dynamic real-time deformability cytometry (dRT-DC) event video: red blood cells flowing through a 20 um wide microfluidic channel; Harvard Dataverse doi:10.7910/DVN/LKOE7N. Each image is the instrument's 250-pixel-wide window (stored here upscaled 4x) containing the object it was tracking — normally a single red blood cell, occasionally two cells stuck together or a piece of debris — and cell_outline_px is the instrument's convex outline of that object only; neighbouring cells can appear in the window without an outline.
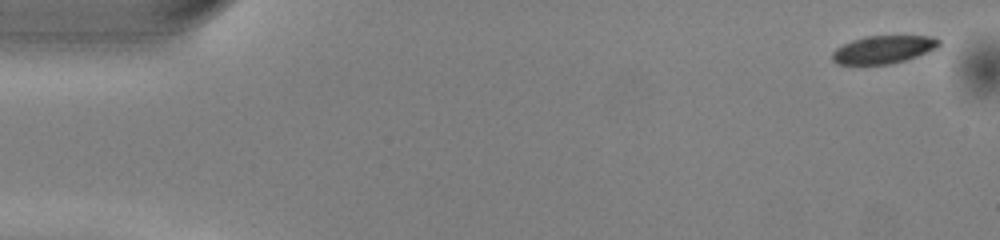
{"species": "common noctule bat (a hibernating species)", "species_latin": "Nyctalus noctula", "temperature_condition": "warm", "stored_images_in_passage": 50, "camera_frame_rate_fps": 3000, "um_per_image_px": 0.085, "animal": {"sex": "male", "body_mass_g": 13.0, "forearm_length_mm": 53.1}, "frame": {"image": 1, "passage_image": 1, "time_ms": 0.0, "image_size_px": [1000, 240], "cell_outline_px": [[940, 44], [936, 48], [916, 56], [904, 60], [888, 64], [836, 64], [832, 60], [832, 52], [836, 48], [852, 40], [864, 36], [932, 36], [940, 40]], "centroid_in_image_um": [75.06, 4.2], "position_along_channel_um": 9.9, "area_um2": 17.17}}
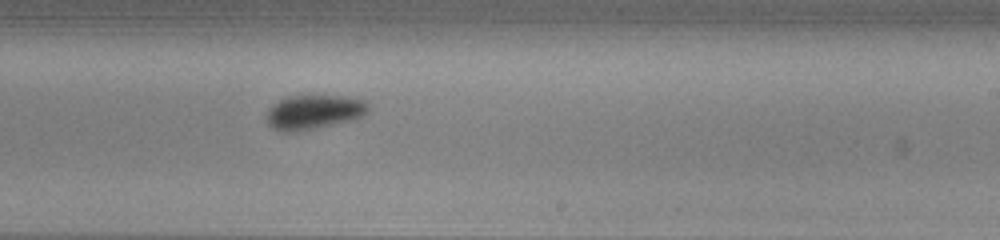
{"frame": {"image": 2, "passage_image": 30, "time_ms": 9.667, "image_size_px": [1000, 240], "cell_outline_px": [[372, 104], [360, 116], [348, 120], [296, 132], [280, 132], [272, 128], [268, 124], [264, 116], [268, 108], [272, 104], [288, 96], [348, 96], [364, 100]], "centroid_in_image_um": [26.6, 9.51], "position_along_channel_um": 262.4, "area_um2": 20.29}}
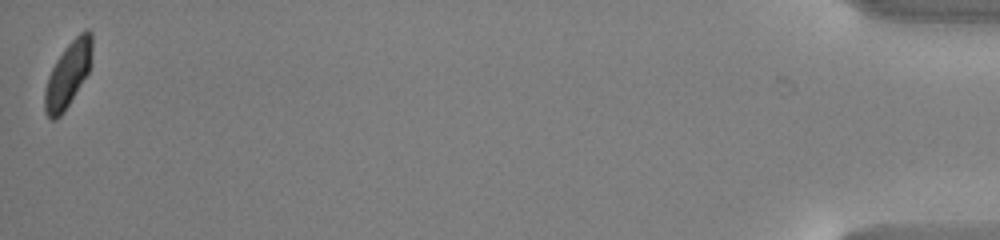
{"frame": {"image": 3, "passage_image": 50, "time_ms": 16.333, "image_size_px": [1000, 240], "cell_outline_px": [[92, 48], [88, 72], [64, 112], [56, 120], [52, 120], [44, 112], [44, 88], [48, 76], [56, 60], [64, 48], [84, 28], [88, 28], [92, 32]], "centroid_in_image_um": [5.76, 6.32], "position_along_channel_um": 429.4, "area_um2": 17.98}, "authors_computed_cell_mechanics": {"area_um2": 19.4208, "velocity_mm_per_s": 4.0118, "shape_relaxation_time_tau1_ms": 4.1343, "shape_relaxation_time_tau2_ms": null, "deformation_change_tau1": 0.1198, "deformation_change_tau2": null}}